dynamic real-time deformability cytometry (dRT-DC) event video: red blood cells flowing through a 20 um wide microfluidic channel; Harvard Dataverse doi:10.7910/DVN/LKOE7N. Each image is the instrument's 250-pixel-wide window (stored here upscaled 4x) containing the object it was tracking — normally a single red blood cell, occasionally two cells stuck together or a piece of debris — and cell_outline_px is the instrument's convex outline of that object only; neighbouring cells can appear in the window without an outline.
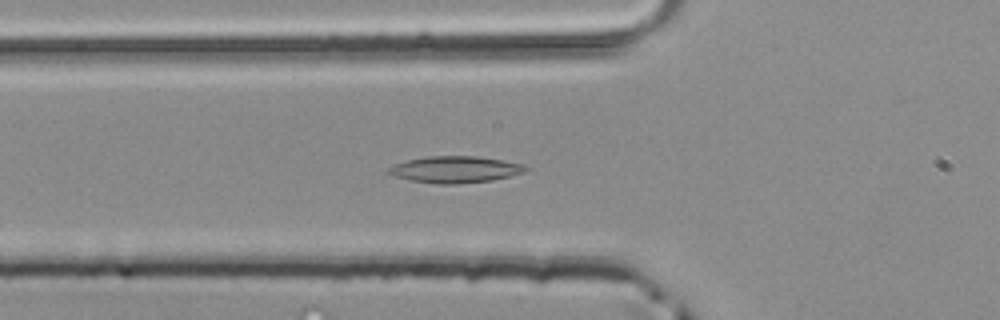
{"species": "common noctule bat (a hibernating species)", "species_latin": "Nyctalus noctula", "temperature_condition": "room temperature", "stored_images_in_passage": 37, "camera_frame_rate_fps": 3000, "um_per_image_px": 0.085, "animal": {"sex": "male", "body_mass_g": 20.4}, "frame": {"image": 1, "passage_image": 13, "time_ms": 4.0, "image_size_px": [1000, 320], "cell_outline_px": [[528, 168], [524, 172], [492, 180], [456, 184], [436, 184], [412, 180], [396, 176], [384, 172], [392, 164], [404, 160], [428, 156], [476, 156], [504, 160], [524, 164]], "centroid_in_image_um": [38.64, 14.39], "position_along_channel_um": 87.2, "area_um2": 21.33}}
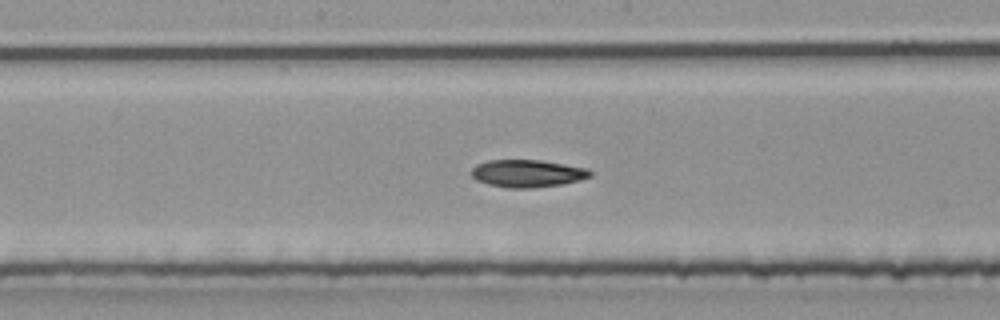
{"frame": {"image": 2, "passage_image": 21, "time_ms": 6.667, "image_size_px": [1000, 320], "cell_outline_px": [[592, 176], [580, 180], [560, 184], [532, 188], [508, 188], [488, 184], [476, 180], [472, 176], [472, 168], [476, 164], [488, 160], [540, 160], [588, 168], [592, 172]], "centroid_in_image_um": [44.83, 14.74], "position_along_channel_um": 203.4, "area_um2": 19.02}}
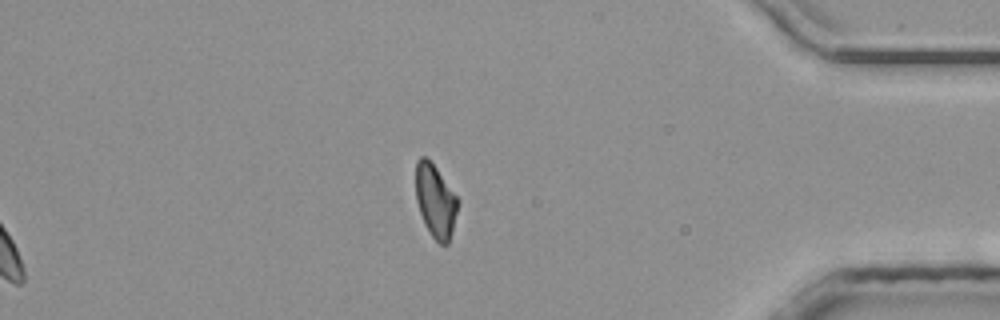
{"frame": {"image": 3, "passage_image": 37, "time_ms": 12.0, "image_size_px": [1000, 320], "cell_outline_px": [[456, 212], [452, 232], [448, 244], [440, 244], [432, 236], [424, 224], [416, 200], [416, 160], [420, 156], [424, 156], [436, 168], [456, 196]], "centroid_in_image_um": [36.97, 17.09], "position_along_channel_um": 398.2, "area_um2": 17.4}}